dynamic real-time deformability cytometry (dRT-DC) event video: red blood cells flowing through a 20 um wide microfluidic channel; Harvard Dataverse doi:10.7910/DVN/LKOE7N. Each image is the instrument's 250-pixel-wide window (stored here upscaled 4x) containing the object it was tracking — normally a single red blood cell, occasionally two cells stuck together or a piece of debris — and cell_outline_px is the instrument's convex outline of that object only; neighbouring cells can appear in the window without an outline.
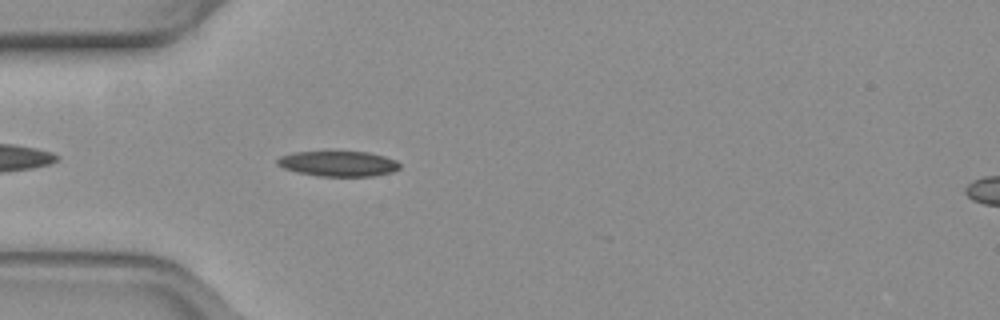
{"species": "common noctule bat (a hibernating species)", "species_latin": "Nyctalus noctula", "temperature_condition": "warm", "stored_images_in_passage": 40, "camera_frame_rate_fps": 3000, "um_per_image_px": 0.085, "animal": {"sex": "female", "body_mass_g": 19.3, "forearm_length_mm": 54.1}, "frame": {"image": 1, "passage_image": 4, "time_ms": 1.0, "image_size_px": [1000, 320], "cell_outline_px": [[400, 168], [392, 172], [376, 176], [320, 176], [296, 172], [284, 168], [276, 164], [276, 160], [280, 156], [296, 152], [368, 152], [384, 156], [396, 160], [400, 164]], "centroid_in_image_um": [28.77, 13.92], "position_along_channel_um": 56.2, "area_um2": 18.03}}
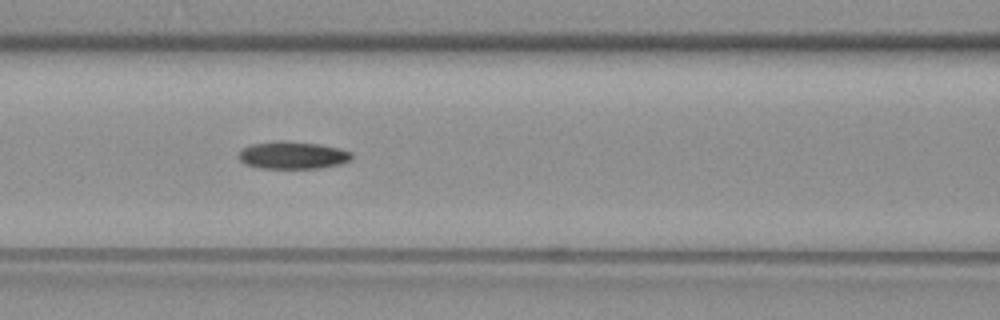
{"frame": {"image": 2, "passage_image": 11, "time_ms": 3.333, "image_size_px": [1000, 320], "cell_outline_px": [[352, 160], [340, 164], [320, 168], [260, 168], [244, 164], [240, 160], [240, 152], [244, 148], [252, 144], [284, 140], [320, 144], [340, 148], [352, 152]], "centroid_in_image_um": [24.93, 13.19], "position_along_channel_um": 141.7, "area_um2": 18.09}}
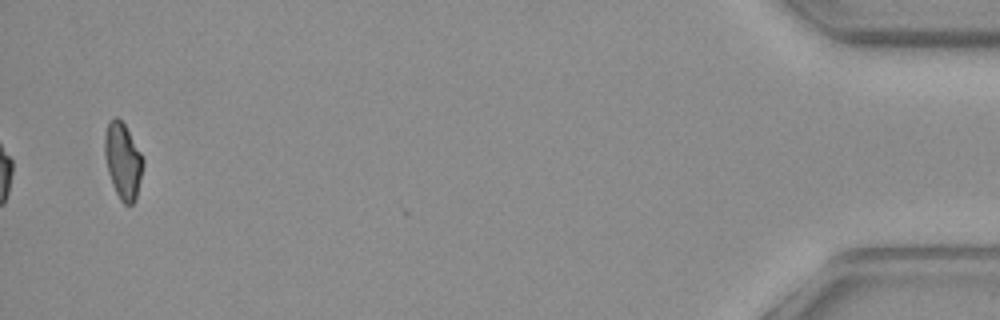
{"frame": {"image": 3, "passage_image": 40, "time_ms": 13.0, "image_size_px": [1000, 320], "cell_outline_px": [[144, 164], [136, 200], [132, 204], [124, 204], [120, 200], [112, 184], [108, 172], [104, 156], [104, 136], [108, 120], [116, 116], [124, 124], [140, 152], [144, 160]], "centroid_in_image_um": [10.43, 13.68], "position_along_channel_um": 424.8, "area_um2": 17.05}, "authors_computed_cell_mechanics": {"area_um2": 17.6868, "velocity_mm_per_s": 3.876, "shape_relaxation_time_tau1_ms": null, "shape_relaxation_time_tau2_ms": 2.2431, "deformation_change_tau1": null, "deformation_change_tau2": 0.0854}}